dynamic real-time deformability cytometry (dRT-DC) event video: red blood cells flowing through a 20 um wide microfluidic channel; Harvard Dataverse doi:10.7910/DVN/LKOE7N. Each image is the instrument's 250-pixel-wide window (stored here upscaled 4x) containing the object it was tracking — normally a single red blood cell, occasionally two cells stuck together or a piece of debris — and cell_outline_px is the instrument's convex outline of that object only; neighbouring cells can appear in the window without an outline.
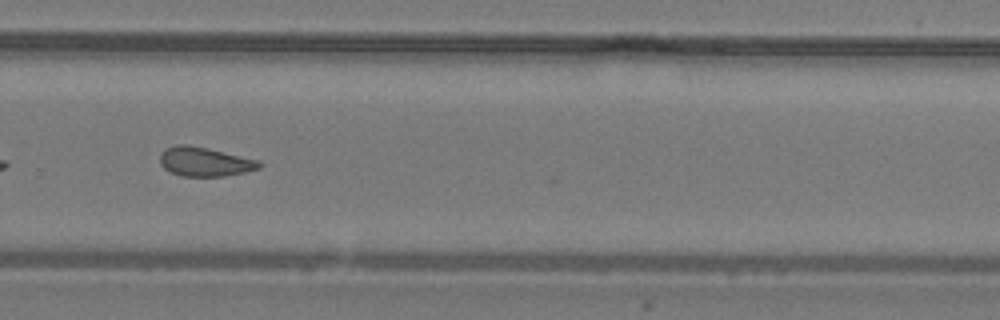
{"species": "common noctule bat (a hibernating species)", "species_latin": "Nyctalus noctula", "temperature_condition": "warm", "stored_images_in_passage": 26, "camera_frame_rate_fps": 3000, "um_per_image_px": 0.085, "animal": {"sex": "male", "body_mass_g": 19.2, "forearm_length_mm": 51.8}, "frame": {"image": 1, "passage_image": 22, "time_ms": 7.0, "image_size_px": [1000, 320], "cell_outline_px": [[264, 164], [260, 168], [244, 172], [224, 176], [180, 176], [164, 168], [160, 164], [160, 152], [164, 148], [176, 144], [188, 144], [208, 148], [260, 160]], "centroid_in_image_um": [17.4, 13.73], "position_along_channel_um": 312.4, "area_um2": 17.11}}